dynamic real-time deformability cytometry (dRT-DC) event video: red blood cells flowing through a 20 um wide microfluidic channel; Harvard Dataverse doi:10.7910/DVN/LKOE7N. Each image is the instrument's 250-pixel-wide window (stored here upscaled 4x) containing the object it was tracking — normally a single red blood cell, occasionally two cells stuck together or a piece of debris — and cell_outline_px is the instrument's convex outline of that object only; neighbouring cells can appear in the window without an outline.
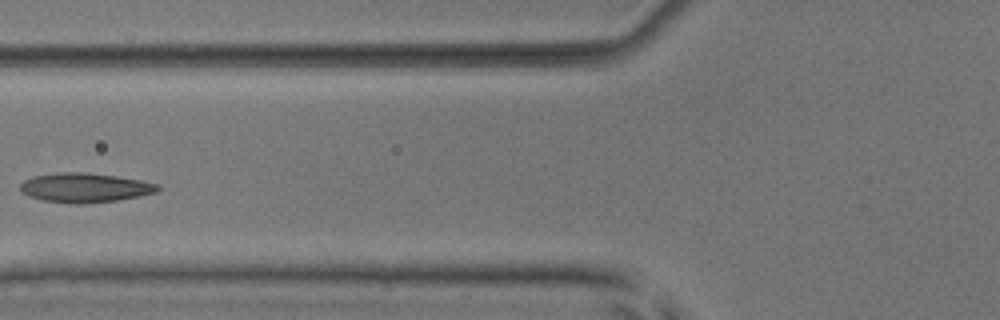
{"species": "common noctule bat (a hibernating species)", "species_latin": "Nyctalus noctula", "temperature_condition": "room temperature", "stored_images_in_passage": 6, "camera_frame_rate_fps": 3000, "um_per_image_px": 0.085, "animal": {"sex": "male", "body_mass_g": 17.9, "forearm_length_mm": 54.2}, "frame": {"image": 1, "passage_image": 5, "time_ms": 5.333, "image_size_px": [1000, 320], "cell_outline_px": [[160, 188], [156, 192], [140, 196], [116, 200], [84, 204], [76, 204], [40, 200], [28, 196], [20, 192], [20, 184], [24, 180], [32, 176], [56, 172], [84, 172], [116, 176], [140, 180], [160, 184]], "centroid_in_image_um": [7.18, 15.95], "position_along_channel_um": 118.6, "area_um2": 23.76}}
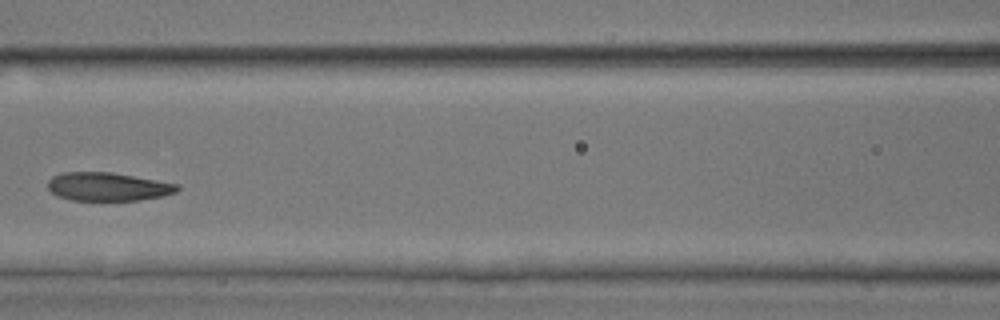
{"frame": {"image": 2, "passage_image": 6, "time_ms": 6.333, "image_size_px": [1000, 320], "cell_outline_px": [[180, 188], [176, 192], [160, 196], [140, 200], [72, 200], [60, 196], [52, 192], [48, 188], [48, 180], [52, 176], [64, 172], [112, 172], [180, 184]], "centroid_in_image_um": [9.18, 15.85], "position_along_channel_um": 157.4, "area_um2": 21.33}}